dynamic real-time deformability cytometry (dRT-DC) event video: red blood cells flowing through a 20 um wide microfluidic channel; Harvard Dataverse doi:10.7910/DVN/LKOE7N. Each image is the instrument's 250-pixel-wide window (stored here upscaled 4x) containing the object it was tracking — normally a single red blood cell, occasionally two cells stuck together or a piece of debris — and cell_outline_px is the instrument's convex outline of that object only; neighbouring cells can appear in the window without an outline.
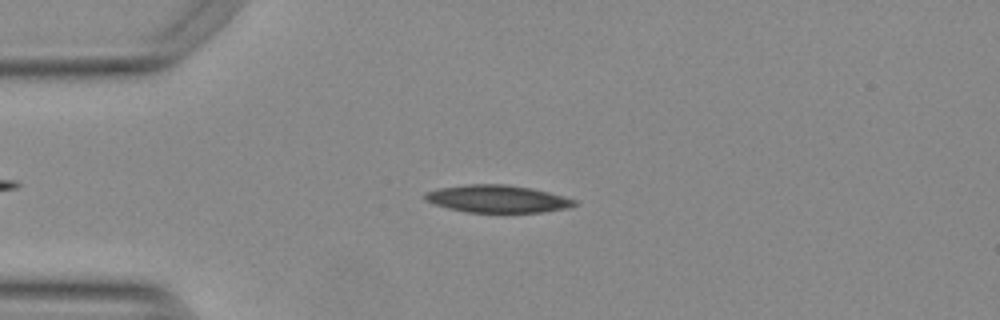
{"species": "Egyptian fruit bat (a non-hibernating species)", "species_latin": "Rousettus aegyptiacus", "temperature_condition": "warm", "stored_images_in_passage": 45, "camera_frame_rate_fps": 3000, "um_per_image_px": 0.085, "animal": {"sex": "female"}, "frame": {"image": 1, "passage_image": 10, "time_ms": 3.0, "image_size_px": [1000, 320], "cell_outline_px": [[580, 204], [568, 208], [540, 212], [468, 212], [448, 208], [432, 204], [424, 200], [424, 192], [440, 188], [468, 184], [504, 184], [532, 188], [564, 196], [576, 200]], "centroid_in_image_um": [42.28, 16.9], "position_along_channel_um": 42.7, "area_um2": 23.99}}
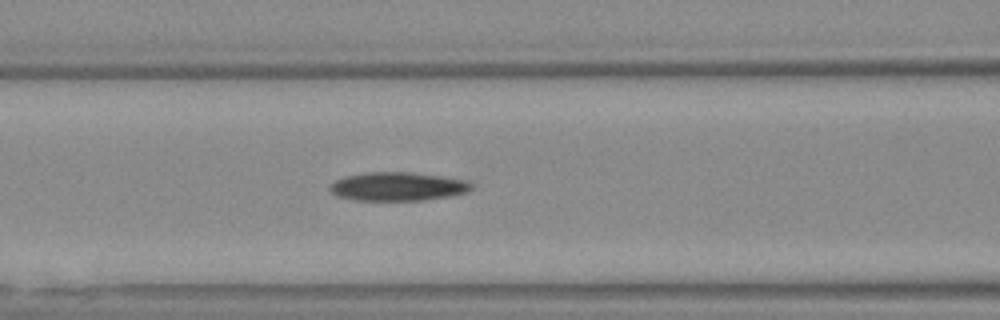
{"frame": {"image": 2, "passage_image": 19, "time_ms": 6.0, "image_size_px": [1000, 320], "cell_outline_px": [[472, 188], [468, 192], [448, 196], [424, 200], [356, 200], [336, 196], [328, 188], [336, 180], [344, 176], [368, 172], [408, 172], [440, 176], [468, 180], [472, 184]], "centroid_in_image_um": [33.81, 15.85], "position_along_channel_um": 132.8, "area_um2": 23.52}}
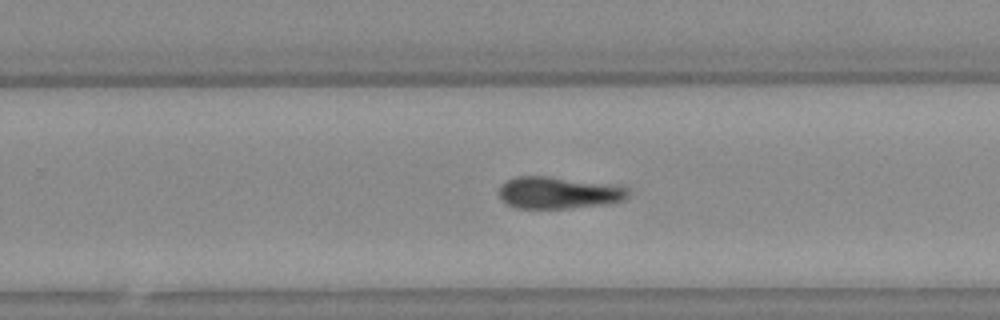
{"frame": {"image": 3, "passage_image": 31, "time_ms": 10.0, "image_size_px": [1000, 320], "cell_outline_px": [[628, 196], [624, 200], [608, 204], [564, 208], [516, 208], [500, 200], [500, 188], [508, 180], [516, 176], [548, 176], [616, 184], [628, 188]], "centroid_in_image_um": [47.52, 16.37], "position_along_channel_um": 282.3, "area_um2": 24.1}}